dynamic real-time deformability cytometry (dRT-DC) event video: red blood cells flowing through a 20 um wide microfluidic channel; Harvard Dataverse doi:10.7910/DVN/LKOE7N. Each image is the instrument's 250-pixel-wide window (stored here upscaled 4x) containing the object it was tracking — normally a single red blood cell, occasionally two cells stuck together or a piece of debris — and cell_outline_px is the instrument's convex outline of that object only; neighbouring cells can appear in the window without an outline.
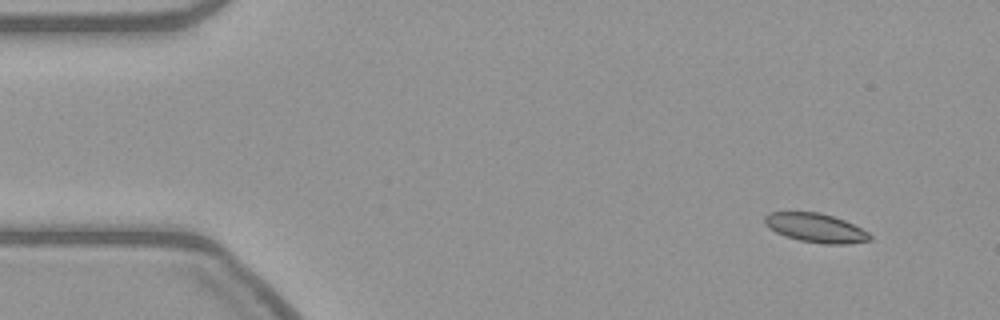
{"species": "common noctule bat (a hibernating species)", "species_latin": "Nyctalus noctula", "temperature_condition": "warm", "stored_images_in_passage": 10, "camera_frame_rate_fps": 3000, "um_per_image_px": 0.085, "animal": {"sex": "female", "body_mass_g": 21.9}, "frame": {"image": 1, "passage_image": 1, "time_ms": 0.0, "image_size_px": [1000, 320], "cell_outline_px": [[872, 240], [848, 244], [824, 244], [800, 240], [784, 236], [768, 228], [764, 224], [764, 216], [768, 212], [820, 212], [844, 220], [868, 232], [872, 236]], "centroid_in_image_um": [69.31, 19.37], "position_along_channel_um": 15.7, "area_um2": 17.86}}